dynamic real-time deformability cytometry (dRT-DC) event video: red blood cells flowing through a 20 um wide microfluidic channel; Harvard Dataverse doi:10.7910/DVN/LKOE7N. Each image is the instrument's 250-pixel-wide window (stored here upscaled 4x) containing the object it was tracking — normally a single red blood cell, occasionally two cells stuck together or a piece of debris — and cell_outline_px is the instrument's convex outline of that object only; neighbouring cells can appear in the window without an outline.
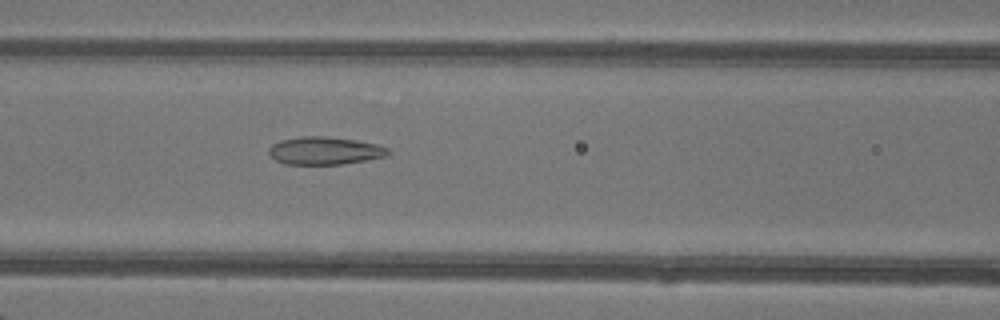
{"species": "common noctule bat (a hibernating species)", "species_latin": "Nyctalus noctula", "temperature_condition": "warm", "stored_images_in_passage": 34, "camera_frame_rate_fps": 3000, "um_per_image_px": 0.085, "animal": {"sex": "female"}, "frame": {"image": 1, "passage_image": 7, "time_ms": 2.0, "image_size_px": [1000, 320], "cell_outline_px": [[388, 156], [340, 164], [284, 164], [276, 160], [268, 152], [268, 148], [272, 144], [280, 140], [300, 136], [324, 136], [356, 140], [376, 144], [388, 148]], "centroid_in_image_um": [27.56, 12.8], "position_along_channel_um": 139.0, "area_um2": 19.19}}
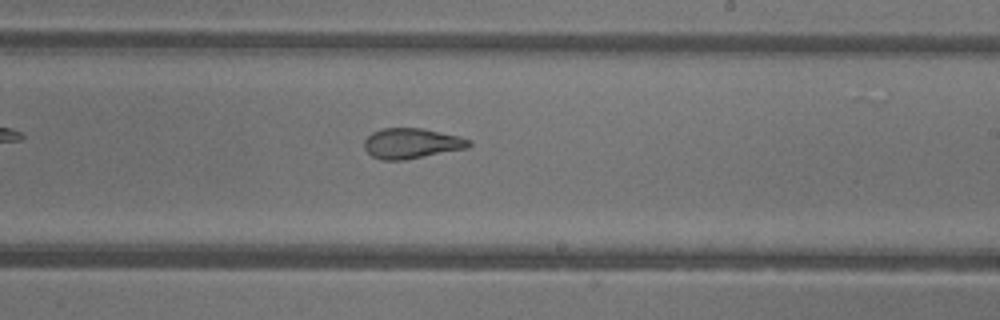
{"frame": {"image": 2, "passage_image": 15, "time_ms": 4.667, "image_size_px": [1000, 320], "cell_outline_px": [[472, 144], [468, 148], [404, 160], [380, 160], [372, 156], [364, 148], [364, 140], [372, 132], [380, 128], [424, 128], [460, 136], [472, 140]], "centroid_in_image_um": [35.0, 12.18], "position_along_channel_um": 254.0, "area_um2": 18.73}}
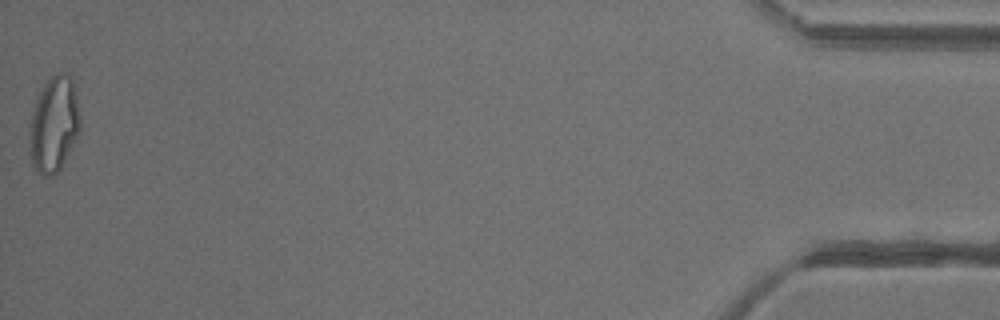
{"frame": {"image": 3, "passage_image": 34, "time_ms": 11.0, "image_size_px": [1000, 320], "cell_outline_px": [[80, 132], [60, 168], [52, 176], [40, 176], [36, 172], [32, 164], [32, 112], [36, 96], [44, 84], [56, 72], [68, 72], [72, 80], [76, 96], [80, 116]], "centroid_in_image_um": [4.62, 10.53], "position_along_channel_um": 430.6, "area_um2": 27.74}, "authors_computed_cell_mechanics": {"area_um2": 19.6231, "velocity_mm_per_s": 4.325, "shape_relaxation_time_tau1_ms": null, "shape_relaxation_time_tau2_ms": 1.313, "deformation_change_tau1": null, "deformation_change_tau2": 0.0922}}